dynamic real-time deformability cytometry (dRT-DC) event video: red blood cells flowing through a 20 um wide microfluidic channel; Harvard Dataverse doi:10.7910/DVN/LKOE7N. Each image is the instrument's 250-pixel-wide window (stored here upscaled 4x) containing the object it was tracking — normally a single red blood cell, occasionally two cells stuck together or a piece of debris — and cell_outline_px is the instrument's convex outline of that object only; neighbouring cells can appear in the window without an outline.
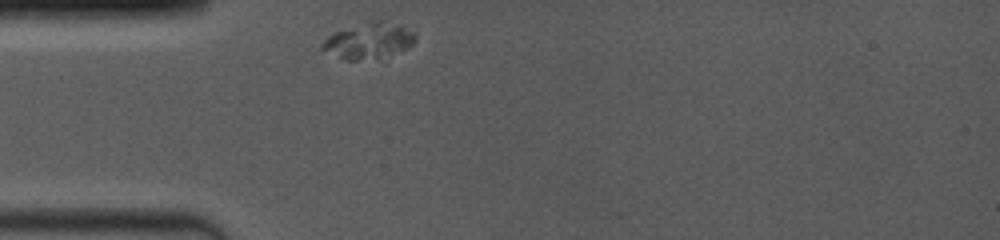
{"species": "common noctule bat (a hibernating species)", "species_latin": "Nyctalus noctula", "temperature_condition": "room temperature", "stored_images_in_passage": 8, "segment_of_instrument_passage": [1, 4], "camera_frame_rate_fps": 4000, "um_per_image_px": 0.085, "animal": {"sex": "female", "body_mass_g": 19.0, "forearm_length_mm": 53.3}, "frame": {"image": 1, "passage_image": 1, "time_ms": 0.0, "image_size_px": [1000, 240], "cell_outline_px": [[416, 40], [408, 48], [376, 56], [356, 60], [344, 60], [320, 48], [320, 44], [328, 36], [336, 32], [376, 20], [380, 20], [412, 32], [416, 36]], "centroid_in_image_um": [31.27, 3.47], "position_along_channel_um": 53.7, "area_um2": 18.15}}
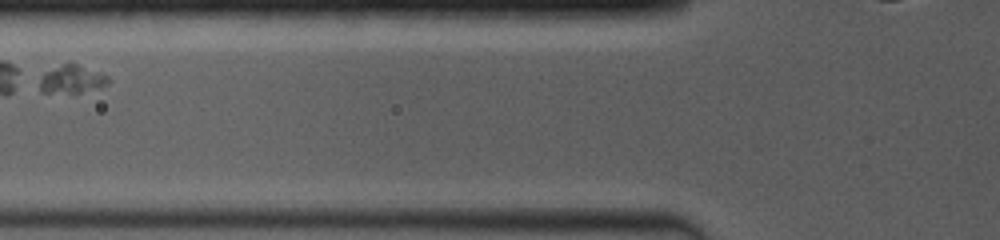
{"frame": {"image": 2, "passage_image": 3, "time_ms": 2.0, "image_size_px": [1000, 240], "cell_outline_px": [[112, 80], [108, 84], [100, 88], [80, 92], [40, 92], [40, 80], [44, 72], [68, 60], [72, 60], [104, 72]], "centroid_in_image_um": [6.19, 6.66], "position_along_channel_um": 119.6, "area_um2": 11.91}}
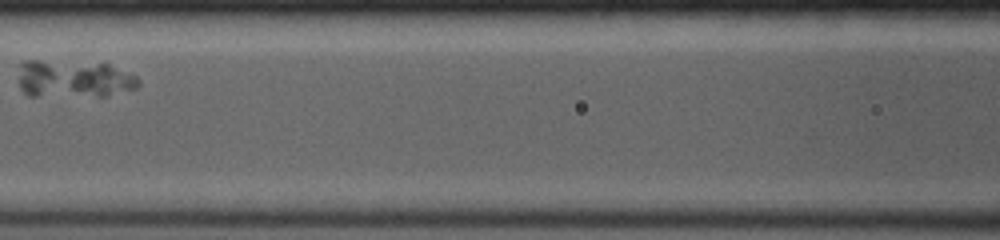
{"frame": {"image": 3, "passage_image": 4, "time_ms": 3.0, "image_size_px": [1000, 240], "cell_outline_px": [[140, 84], [136, 88], [104, 96], [96, 96], [72, 88], [68, 76], [80, 68], [100, 64], [108, 64], [136, 76], [140, 80]], "centroid_in_image_um": [8.74, 6.82], "position_along_channel_um": 157.9, "area_um2": 11.73}}